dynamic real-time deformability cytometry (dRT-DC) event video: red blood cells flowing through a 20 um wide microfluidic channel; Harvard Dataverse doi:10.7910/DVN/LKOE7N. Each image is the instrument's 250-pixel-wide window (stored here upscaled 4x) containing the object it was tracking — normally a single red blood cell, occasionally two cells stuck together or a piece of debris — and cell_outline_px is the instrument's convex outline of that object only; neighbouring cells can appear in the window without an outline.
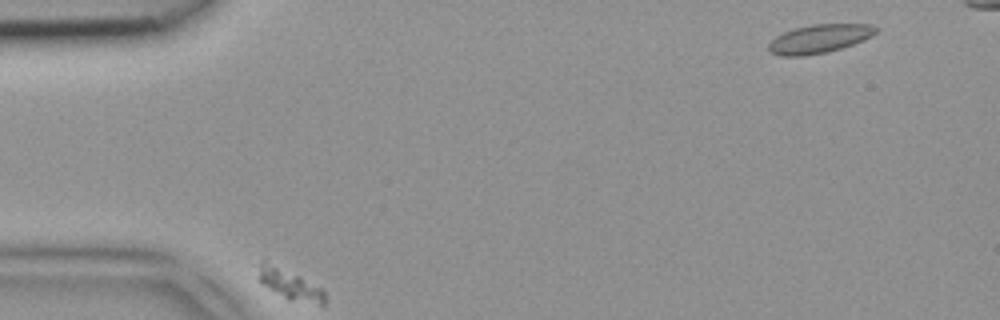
{"species": "common noctule bat (a hibernating species)", "species_latin": "Nyctalus noctula", "temperature_condition": "room temperature", "stored_images_in_passage": 6, "camera_frame_rate_fps": 3000, "um_per_image_px": 0.085, "animal": {"sex": "female", "body_mass_g": 18.4}, "frame": {"image": 1, "passage_image": 1, "time_ms": 0.0, "image_size_px": [1000, 320], "cell_outline_px": [[880, 28], [872, 36], [864, 40], [828, 52], [804, 56], [780, 56], [768, 52], [768, 44], [776, 36], [784, 32], [796, 28], [812, 24], [872, 24]], "centroid_in_image_um": [69.65, 3.3], "position_along_channel_um": 15.4, "area_um2": 17.98}}